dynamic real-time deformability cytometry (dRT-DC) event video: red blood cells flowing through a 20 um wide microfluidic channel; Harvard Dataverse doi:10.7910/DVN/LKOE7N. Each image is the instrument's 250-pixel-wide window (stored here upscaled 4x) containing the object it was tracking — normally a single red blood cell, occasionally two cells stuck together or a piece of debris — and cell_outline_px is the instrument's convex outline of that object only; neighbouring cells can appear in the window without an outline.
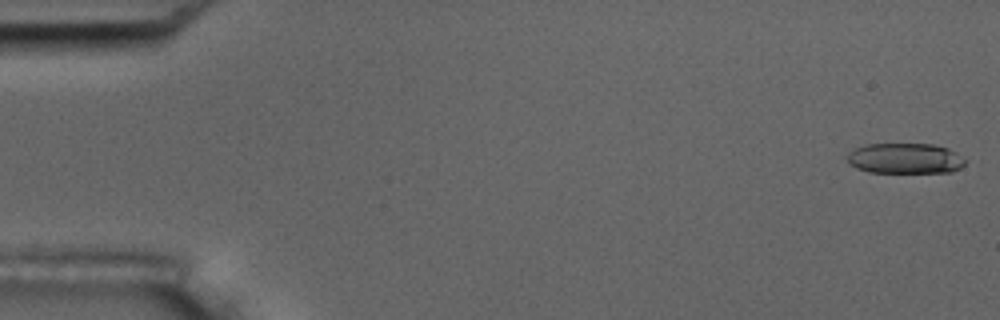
{"species": "common noctule bat (a hibernating species)", "species_latin": "Nyctalus noctula", "temperature_condition": "room temperature", "stored_images_in_passage": 6, "camera_frame_rate_fps": 3000, "um_per_image_px": 0.085, "animal": {"sex": "male", "body_mass_g": 17.5, "forearm_length_mm": 52.3}, "frame": {"image": 1, "passage_image": 1, "time_ms": 0.0, "image_size_px": [1000, 320], "cell_outline_px": [[968, 160], [960, 168], [952, 172], [868, 172], [856, 168], [848, 164], [848, 152], [856, 148], [868, 144], [932, 144], [948, 148], [956, 152]], "centroid_in_image_um": [76.95, 13.47], "position_along_channel_um": 8.0, "area_um2": 21.04}}
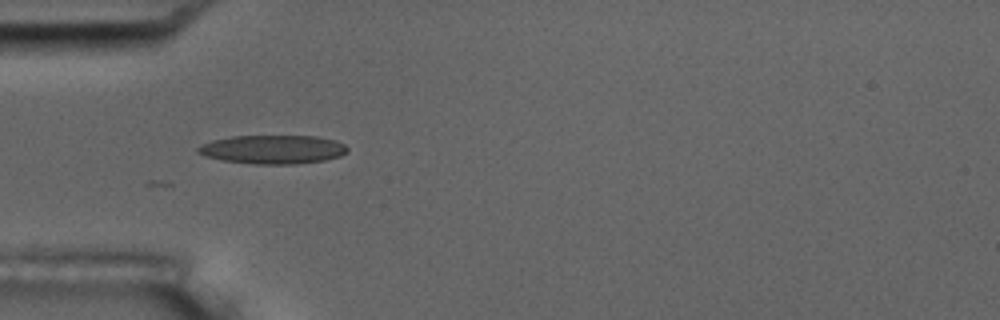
{"frame": {"image": 2, "passage_image": 5, "time_ms": 5.333, "image_size_px": [1000, 320], "cell_outline_px": [[348, 152], [340, 156], [324, 160], [296, 164], [256, 164], [224, 160], [204, 156], [196, 152], [196, 148], [200, 144], [212, 140], [232, 136], [316, 136], [336, 140], [344, 144], [348, 148]], "centroid_in_image_um": [23.18, 12.69], "position_along_channel_um": 61.8, "area_um2": 25.14}}